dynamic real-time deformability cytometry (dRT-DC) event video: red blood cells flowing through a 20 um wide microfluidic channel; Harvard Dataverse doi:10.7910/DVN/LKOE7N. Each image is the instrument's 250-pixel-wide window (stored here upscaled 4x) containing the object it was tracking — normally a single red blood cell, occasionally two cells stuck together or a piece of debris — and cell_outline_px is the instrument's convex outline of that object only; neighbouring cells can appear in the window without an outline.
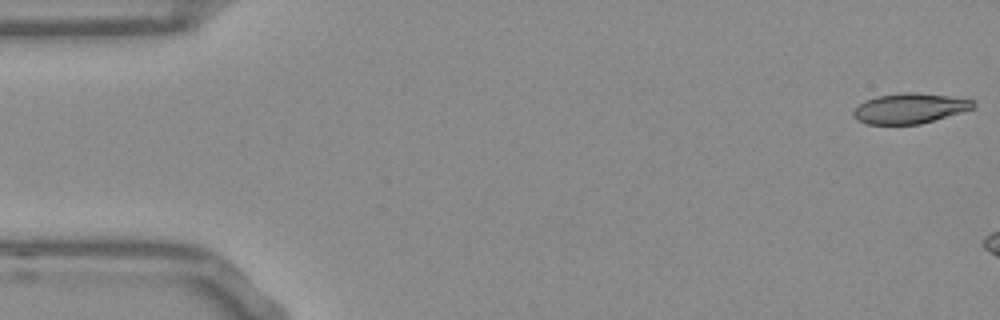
{"species": "Egyptian fruit bat (a non-hibernating species)", "species_latin": "Rousettus aegyptiacus", "temperature_condition": "room temperature", "stored_images_in_passage": 7, "camera_frame_rate_fps": 3000, "um_per_image_px": 0.085, "frame": {"image": 1, "passage_image": 1, "time_ms": 0.0, "image_size_px": [1000, 320], "cell_outline_px": [[976, 108], [920, 124], [868, 124], [856, 120], [852, 116], [852, 112], [864, 100], [876, 96], [904, 92], [916, 92], [976, 100]], "centroid_in_image_um": [77.33, 9.21], "position_along_channel_um": 7.7, "area_um2": 21.21}}